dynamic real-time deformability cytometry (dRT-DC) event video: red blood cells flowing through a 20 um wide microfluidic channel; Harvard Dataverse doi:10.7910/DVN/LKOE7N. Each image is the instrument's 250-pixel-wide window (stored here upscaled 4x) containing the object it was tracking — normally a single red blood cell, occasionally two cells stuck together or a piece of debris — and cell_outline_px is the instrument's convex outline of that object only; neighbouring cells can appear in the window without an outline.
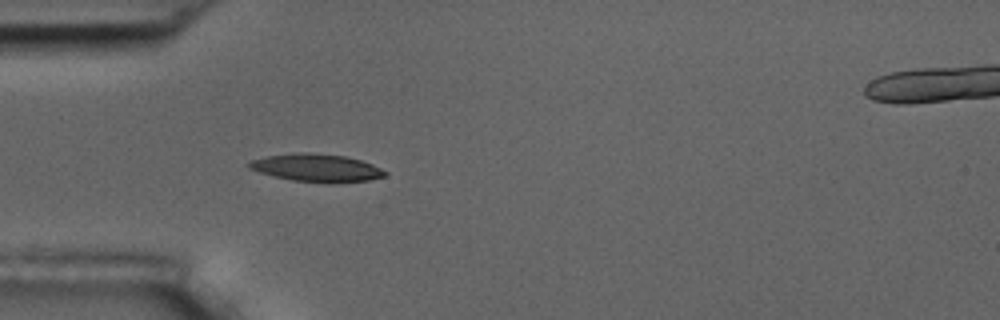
{"species": "common noctule bat (a hibernating species)", "species_latin": "Nyctalus noctula", "temperature_condition": "room temperature", "stored_images_in_passage": 7, "camera_frame_rate_fps": 3000, "um_per_image_px": 0.085, "animal": {"sex": "male", "body_mass_g": 17.5, "forearm_length_mm": 52.3}, "frame": {"image": 1, "passage_image": 6, "time_ms": 6.667, "image_size_px": [1000, 320], "cell_outline_px": [[388, 172], [384, 176], [368, 180], [332, 184], [328, 184], [292, 180], [260, 172], [248, 168], [244, 164], [252, 160], [268, 156], [296, 152], [308, 152], [344, 156], [360, 160], [372, 164]], "centroid_in_image_um": [26.9, 14.27], "position_along_channel_um": 58.1, "area_um2": 22.08}}